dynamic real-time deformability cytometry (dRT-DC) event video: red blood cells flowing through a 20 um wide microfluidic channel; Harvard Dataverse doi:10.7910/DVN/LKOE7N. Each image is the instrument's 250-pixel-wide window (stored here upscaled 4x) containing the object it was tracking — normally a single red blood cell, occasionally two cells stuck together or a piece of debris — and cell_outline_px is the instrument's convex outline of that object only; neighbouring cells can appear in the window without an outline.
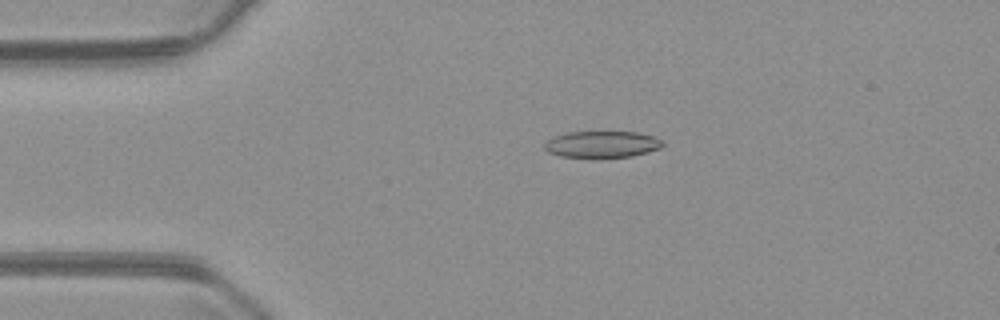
{"species": "common noctule bat (a hibernating species)", "species_latin": "Nyctalus noctula", "temperature_condition": "warm", "stored_images_in_passage": 54, "camera_frame_rate_fps": 3000, "um_per_image_px": 0.085, "animal": {"sex": "male", "body_mass_g": 23.1, "forearm_length_mm": 52.7}, "frame": {"image": 1, "passage_image": 11, "time_ms": 3.333, "image_size_px": [1000, 320], "cell_outline_px": [[664, 144], [660, 148], [648, 152], [632, 156], [596, 160], [560, 156], [548, 152], [544, 148], [544, 144], [548, 140], [556, 136], [568, 132], [640, 132], [664, 140]], "centroid_in_image_um": [51.18, 12.31], "position_along_channel_um": 33.8, "area_um2": 18.96}}
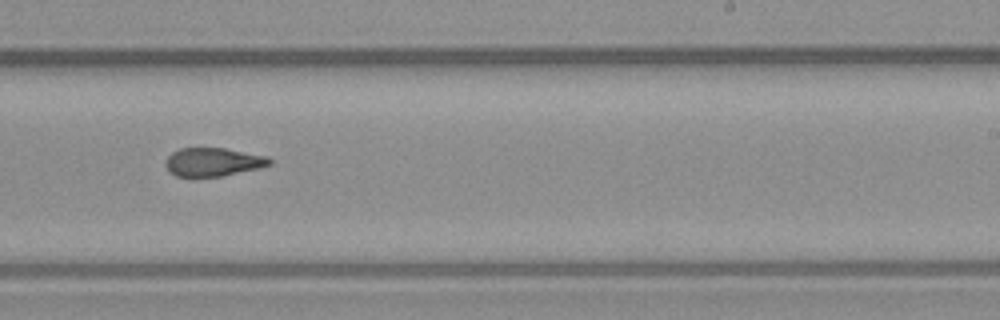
{"frame": {"image": 2, "passage_image": 33, "time_ms": 10.667, "image_size_px": [1000, 320], "cell_outline_px": [[272, 164], [260, 168], [220, 176], [176, 176], [164, 164], [168, 156], [172, 152], [180, 148], [224, 148], [268, 156], [272, 160]], "centroid_in_image_um": [18.14, 13.76], "position_along_channel_um": 270.9, "area_um2": 17.11}}
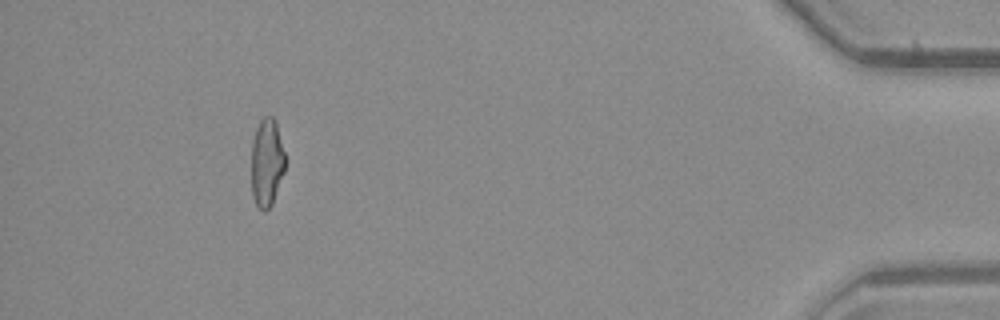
{"frame": {"image": 3, "passage_image": 50, "time_ms": 16.333, "image_size_px": [1000, 320], "cell_outline_px": [[284, 172], [272, 204], [264, 212], [256, 204], [252, 196], [252, 140], [256, 128], [260, 120], [264, 116], [272, 116], [276, 120], [284, 152]], "centroid_in_image_um": [22.67, 13.79], "position_along_channel_um": 412.5, "area_um2": 17.28}, "authors_computed_cell_mechanics": {"area_um2": 18.3515, "velocity_mm_per_s": 3.7376, "shape_relaxation_time_tau1_ms": 7.9246, "shape_relaxation_time_tau2_ms": 2.4079, "deformation_change_tau1": 0.211, "deformation_change_tau2": 0.1101}}